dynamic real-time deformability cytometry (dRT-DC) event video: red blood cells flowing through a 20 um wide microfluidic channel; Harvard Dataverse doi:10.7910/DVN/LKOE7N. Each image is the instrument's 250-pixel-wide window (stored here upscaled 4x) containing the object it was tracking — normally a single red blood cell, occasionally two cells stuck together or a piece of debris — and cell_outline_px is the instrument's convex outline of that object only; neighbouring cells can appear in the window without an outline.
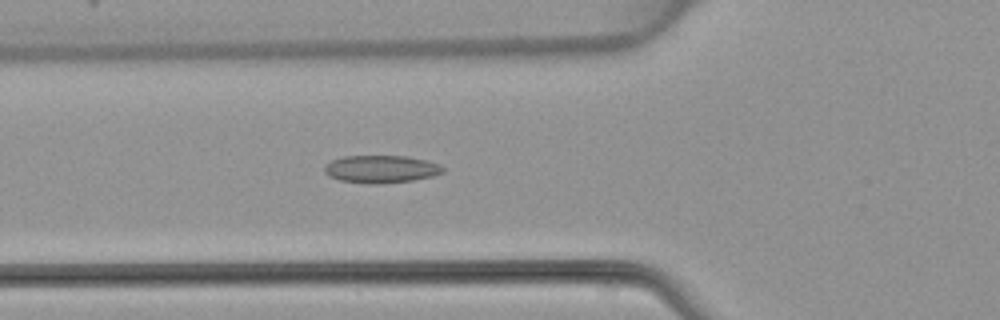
{"species": "common noctule bat (a hibernating species)", "species_latin": "Nyctalus noctula", "temperature_condition": "warm", "stored_images_in_passage": 46, "camera_frame_rate_fps": 3000, "um_per_image_px": 0.085, "animal": {"sex": "female", "body_mass_g": 22.7, "forearm_length_mm": 54.2}, "frame": {"image": 1, "passage_image": 18, "time_ms": 5.667, "image_size_px": [1000, 320], "cell_outline_px": [[444, 172], [432, 176], [412, 180], [376, 184], [368, 184], [340, 180], [328, 176], [324, 172], [324, 164], [332, 160], [344, 156], [408, 156], [428, 160], [440, 164], [444, 168]], "centroid_in_image_um": [32.38, 14.36], "position_along_channel_um": 93.4, "area_um2": 19.19}}
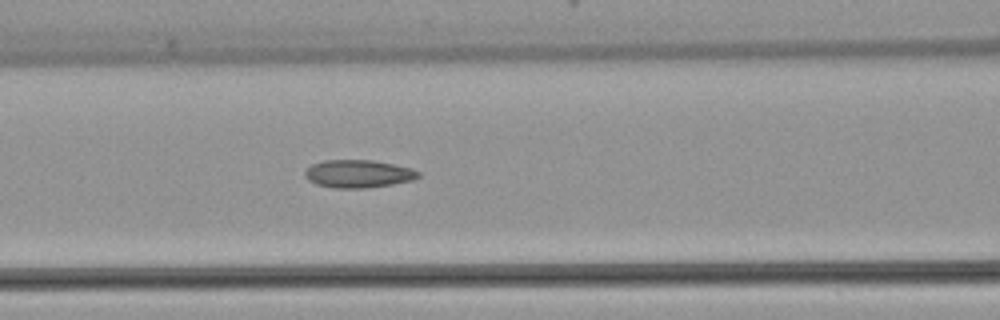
{"frame": {"image": 2, "passage_image": 21, "time_ms": 6.667, "image_size_px": [1000, 320], "cell_outline_px": [[420, 176], [412, 180], [392, 184], [368, 188], [332, 188], [316, 184], [308, 180], [304, 176], [304, 172], [312, 164], [324, 160], [372, 160], [412, 168], [420, 172]], "centroid_in_image_um": [30.44, 14.77], "position_along_channel_um": 136.2, "area_um2": 18.44}}
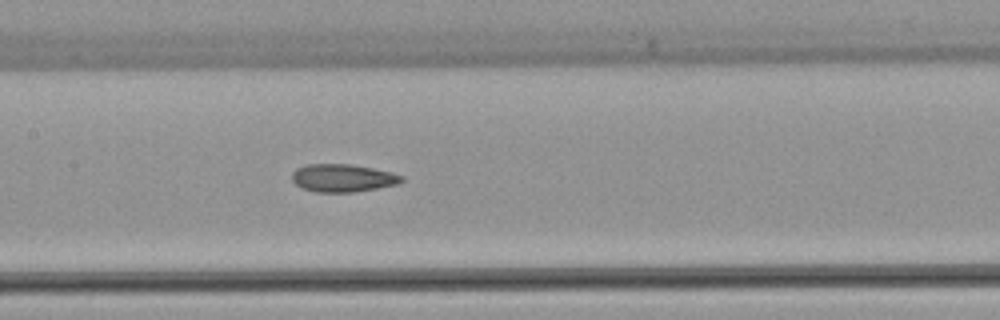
{"frame": {"image": 3, "passage_image": 24, "time_ms": 7.667, "image_size_px": [1000, 320], "cell_outline_px": [[404, 180], [400, 184], [356, 192], [316, 192], [300, 188], [292, 180], [292, 172], [296, 168], [304, 164], [352, 164], [392, 172], [404, 176]], "centroid_in_image_um": [29.14, 15.13], "position_along_channel_um": 178.3, "area_um2": 18.09}}